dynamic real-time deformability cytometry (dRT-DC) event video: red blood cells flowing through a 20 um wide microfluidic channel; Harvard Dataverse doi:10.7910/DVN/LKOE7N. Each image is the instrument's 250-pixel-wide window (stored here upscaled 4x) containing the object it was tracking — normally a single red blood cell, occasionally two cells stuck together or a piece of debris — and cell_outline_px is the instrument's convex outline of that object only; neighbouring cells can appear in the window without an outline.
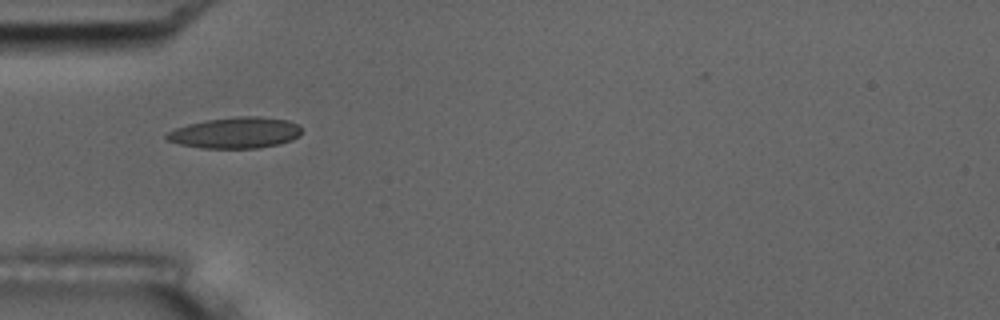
{"species": "common noctule bat (a hibernating species)", "species_latin": "Nyctalus noctula", "temperature_condition": "room temperature", "stored_images_in_passage": 33, "camera_frame_rate_fps": 3000, "um_per_image_px": 0.085, "animal": {"sex": "male", "body_mass_g": 17.5, "forearm_length_mm": 52.3}, "frame": {"image": 1, "passage_image": 1, "time_ms": 0.0, "image_size_px": [1000, 320], "cell_outline_px": [[300, 136], [292, 140], [280, 144], [256, 148], [200, 148], [180, 144], [168, 140], [164, 136], [168, 132], [176, 128], [188, 124], [204, 120], [236, 116], [260, 116], [288, 120], [300, 124]], "centroid_in_image_um": [20.04, 11.28], "position_along_channel_um": 65.0, "area_um2": 24.62}}
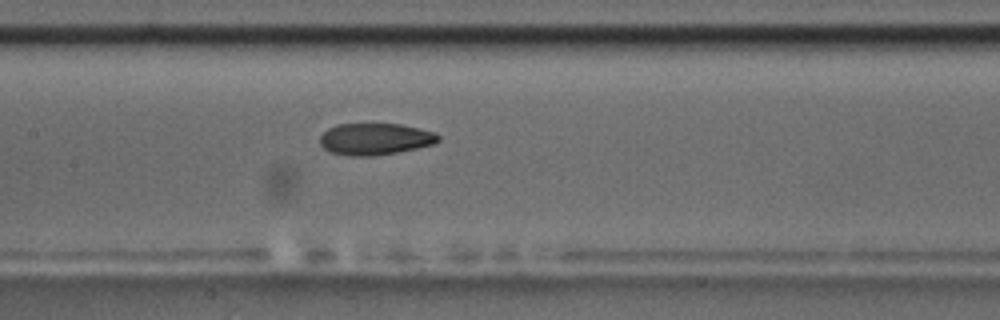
{"frame": {"image": 2, "passage_image": 10, "time_ms": 3.0, "image_size_px": [1000, 320], "cell_outline_px": [[440, 140], [436, 144], [396, 152], [372, 156], [348, 156], [332, 152], [324, 148], [320, 144], [320, 136], [328, 128], [336, 124], [400, 124], [420, 128], [436, 132], [440, 136]], "centroid_in_image_um": [31.91, 11.81], "position_along_channel_um": 175.5, "area_um2": 21.96}, "authors_computed_cell_mechanics": {"area_um2": 22.6576, "velocity_mm_per_s": 3.7097, "shape_relaxation_time_tau1_ms": 10.7366, "shape_relaxation_time_tau2_ms": 2.6524, "deformation_change_tau1": 0.2507, "deformation_change_tau2": 0.0847}}